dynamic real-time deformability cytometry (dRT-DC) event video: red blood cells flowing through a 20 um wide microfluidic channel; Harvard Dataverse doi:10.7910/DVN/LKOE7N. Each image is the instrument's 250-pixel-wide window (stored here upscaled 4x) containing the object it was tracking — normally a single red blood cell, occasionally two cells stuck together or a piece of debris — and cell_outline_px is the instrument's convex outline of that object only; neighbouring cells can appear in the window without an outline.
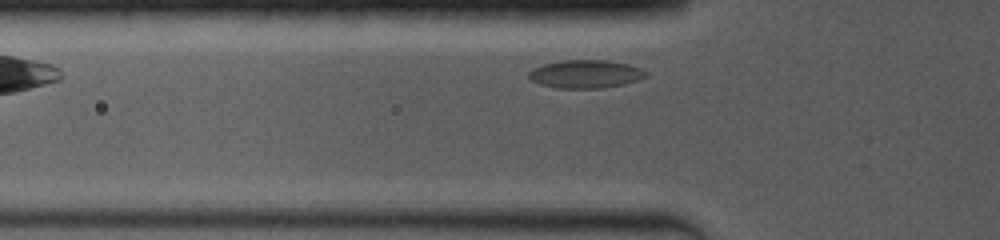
{"species": "common noctule bat (a hibernating species)", "species_latin": "Nyctalus noctula", "temperature_condition": "room temperature", "stored_images_in_passage": 58, "camera_frame_rate_fps": 4000, "um_per_image_px": 0.085, "animal": {"sex": "female", "body_mass_g": 19.0, "forearm_length_mm": 53.3}, "frame": {"image": 1, "passage_image": 2, "time_ms": 0.25, "image_size_px": [1000, 240], "cell_outline_px": [[648, 76], [640, 80], [624, 84], [600, 88], [556, 88], [540, 84], [532, 80], [528, 76], [528, 72], [532, 68], [544, 64], [560, 60], [608, 60], [628, 64], [644, 68], [648, 72]], "centroid_in_image_um": [49.82, 6.28], "position_along_channel_um": 76.0, "area_um2": 19.48}}
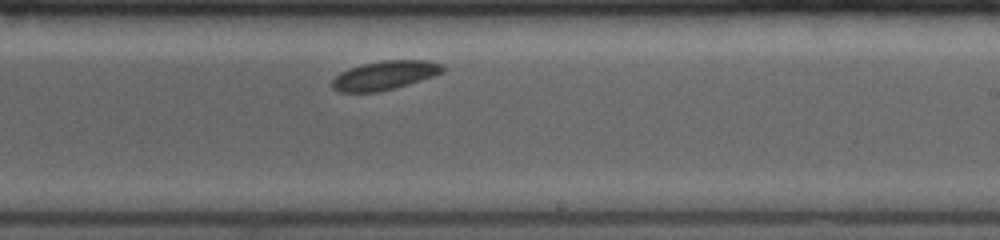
{"frame": {"image": 2, "passage_image": 31, "time_ms": 5.0, "image_size_px": [1000, 240], "cell_outline_px": [[444, 72], [396, 88], [376, 92], [340, 92], [332, 88], [332, 80], [340, 72], [364, 64], [384, 60], [424, 60], [444, 64]], "centroid_in_image_um": [32.71, 6.4], "position_along_channel_um": 256.3, "area_um2": 18.44}}
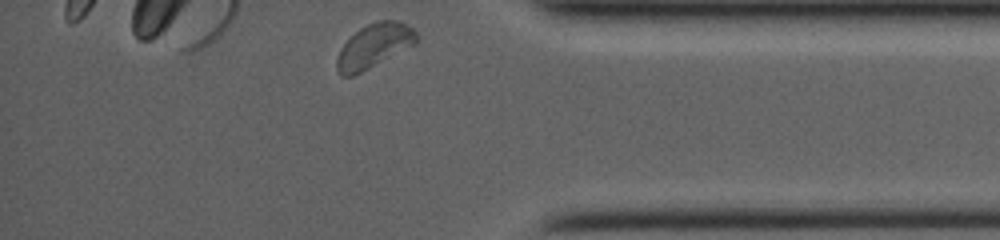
{"frame": {"image": 3, "passage_image": 57, "time_ms": 9.0, "image_size_px": [1000, 240], "cell_outline_px": [[420, 36], [416, 44], [352, 76], [340, 76], [336, 68], [336, 60], [340, 48], [360, 28], [376, 20], [400, 20], [412, 28]], "centroid_in_image_um": [31.82, 3.88], "position_along_channel_um": 403.4, "area_um2": 20.35}}